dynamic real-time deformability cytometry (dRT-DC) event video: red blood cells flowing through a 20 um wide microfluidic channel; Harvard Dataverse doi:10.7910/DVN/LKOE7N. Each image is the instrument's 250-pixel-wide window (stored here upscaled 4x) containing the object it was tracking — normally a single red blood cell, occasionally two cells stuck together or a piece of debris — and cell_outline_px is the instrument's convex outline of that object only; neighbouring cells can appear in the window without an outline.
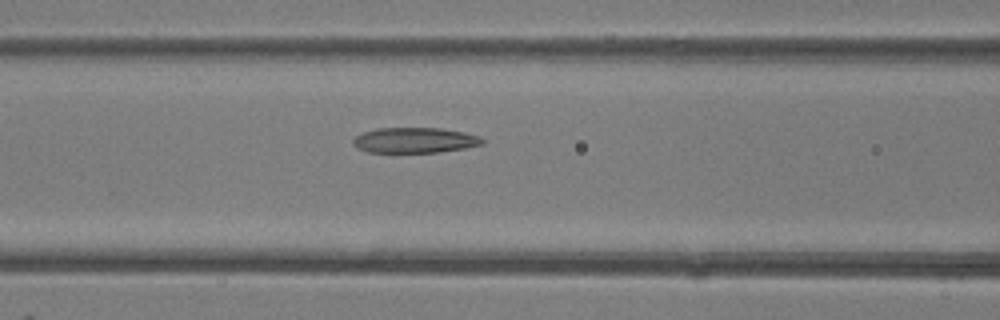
{"species": "common noctule bat (a hibernating species)", "species_latin": "Nyctalus noctula", "temperature_condition": "room temperature", "stored_images_in_passage": 41, "camera_frame_rate_fps": 3000, "um_per_image_px": 0.085, "animal": {"sex": "female"}, "frame": {"image": 1, "passage_image": 17, "time_ms": 5.333, "image_size_px": [1000, 320], "cell_outline_px": [[484, 144], [464, 148], [436, 152], [368, 152], [356, 148], [352, 144], [352, 140], [356, 136], [364, 132], [376, 128], [440, 128], [464, 132], [480, 136], [484, 140]], "centroid_in_image_um": [35.24, 11.92], "position_along_channel_um": 131.4, "area_um2": 19.13}}
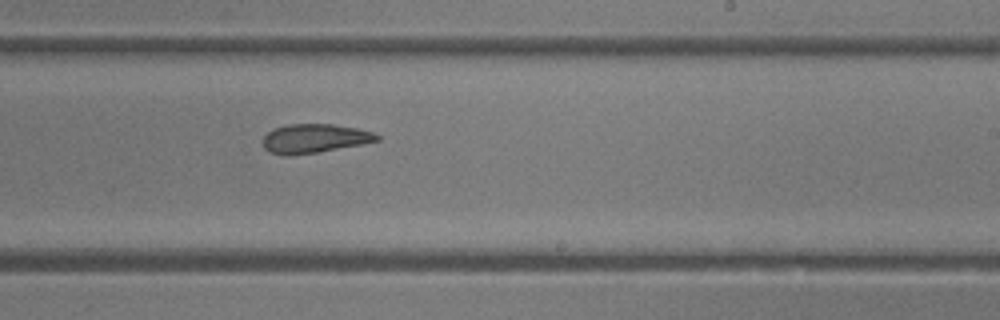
{"frame": {"image": 2, "passage_image": 25, "time_ms": 8.0, "image_size_px": [1000, 320], "cell_outline_px": [[380, 140], [364, 144], [316, 152], [288, 156], [268, 152], [264, 148], [264, 136], [272, 128], [288, 124], [332, 124], [356, 128], [372, 132], [380, 136]], "centroid_in_image_um": [26.72, 11.77], "position_along_channel_um": 262.3, "area_um2": 19.25}}
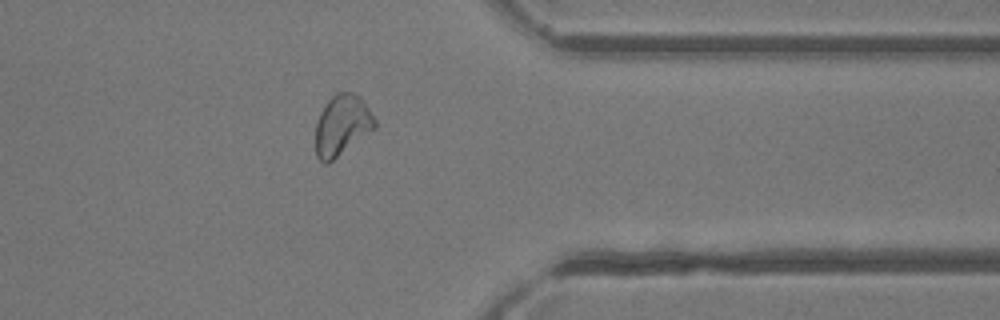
{"frame": {"image": 3, "passage_image": 33, "time_ms": 10.667, "image_size_px": [1000, 320], "cell_outline_px": [[376, 128], [328, 164], [324, 164], [316, 156], [316, 124], [320, 112], [328, 100], [336, 92], [352, 92], [360, 96], [376, 120]], "centroid_in_image_um": [29.07, 10.65], "position_along_channel_um": 382.3, "area_um2": 20.98}}